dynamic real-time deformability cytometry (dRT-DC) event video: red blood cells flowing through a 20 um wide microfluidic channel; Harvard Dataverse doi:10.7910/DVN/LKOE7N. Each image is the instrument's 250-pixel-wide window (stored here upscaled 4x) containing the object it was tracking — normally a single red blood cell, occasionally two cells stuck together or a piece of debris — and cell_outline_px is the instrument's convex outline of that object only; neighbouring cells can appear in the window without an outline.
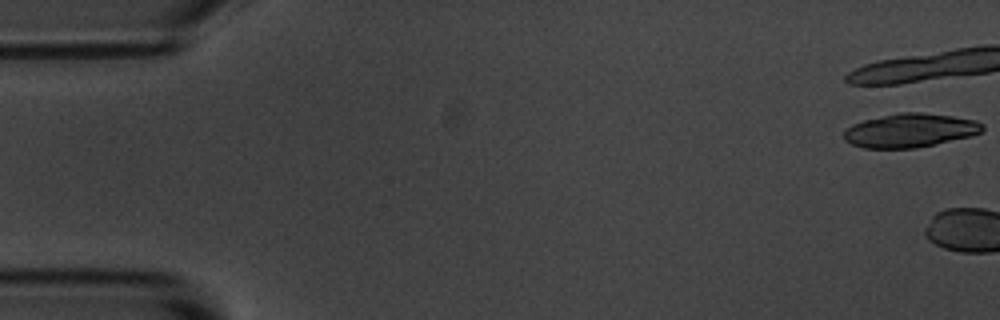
{"species": "common noctule bat (a hibernating species)", "species_latin": "Nyctalus noctula", "temperature_condition": "room temperature", "stored_images_in_passage": 3, "camera_frame_rate_fps": 3000, "um_per_image_px": 0.085, "animal": {"sex": "male", "body_mass_g": 20.1, "forearm_length_mm": 53.5}, "frame": {"image": 1, "passage_image": 1, "time_ms": 0.0, "image_size_px": [1000, 320], "cell_outline_px": [[984, 128], [980, 132], [972, 136], [936, 144], [916, 148], [864, 148], [852, 144], [844, 140], [844, 132], [852, 124], [864, 120], [900, 112], [920, 112], [952, 116], [976, 120], [984, 124]], "centroid_in_image_um": [77.37, 11.09], "position_along_channel_um": 7.6, "area_um2": 27.28}}